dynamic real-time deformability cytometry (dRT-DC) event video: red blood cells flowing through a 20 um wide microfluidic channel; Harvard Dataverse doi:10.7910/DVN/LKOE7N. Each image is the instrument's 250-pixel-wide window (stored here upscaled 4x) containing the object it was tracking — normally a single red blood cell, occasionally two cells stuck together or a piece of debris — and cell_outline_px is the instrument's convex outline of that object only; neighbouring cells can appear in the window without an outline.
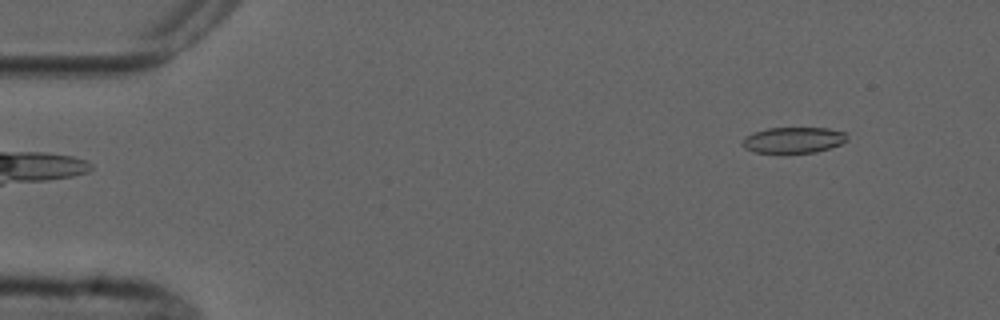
{"species": "common noctule bat (a hibernating species)", "species_latin": "Nyctalus noctula", "temperature_condition": "cold", "stored_images_in_passage": 6, "camera_frame_rate_fps": 3000, "um_per_image_px": 0.085, "animal": {"sex": "male", "forearm_length_mm": 52.5}, "frame": {"image": 1, "passage_image": 6, "time_ms": 7.0, "image_size_px": [1000, 320], "cell_outline_px": [[848, 140], [840, 144], [816, 152], [756, 152], [744, 148], [740, 144], [752, 132], [768, 128], [828, 128], [848, 132]], "centroid_in_image_um": [67.49, 11.89], "position_along_channel_um": 17.5, "area_um2": 15.72}}